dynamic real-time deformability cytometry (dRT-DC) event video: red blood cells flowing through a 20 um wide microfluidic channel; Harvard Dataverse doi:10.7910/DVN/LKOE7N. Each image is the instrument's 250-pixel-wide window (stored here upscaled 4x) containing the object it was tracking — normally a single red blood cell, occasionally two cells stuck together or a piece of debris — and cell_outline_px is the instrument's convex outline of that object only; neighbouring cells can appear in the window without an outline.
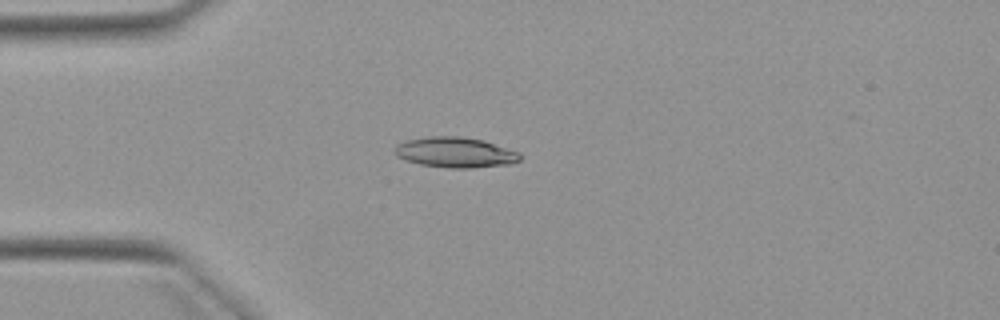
{"species": "Egyptian fruit bat (a non-hibernating species)", "species_latin": "Rousettus aegyptiacus", "temperature_condition": "warm", "stored_images_in_passage": 5, "camera_frame_rate_fps": 3000, "um_per_image_px": 0.085, "animal": {"sex": "female"}, "frame": {"image": 1, "passage_image": 4, "time_ms": 3.667, "image_size_px": [1000, 320], "cell_outline_px": [[520, 160], [512, 164], [472, 168], [448, 168], [420, 164], [396, 156], [396, 144], [408, 140], [428, 136], [460, 136], [484, 140], [520, 152]], "centroid_in_image_um": [38.75, 12.95], "position_along_channel_um": 46.3, "area_um2": 22.2}}